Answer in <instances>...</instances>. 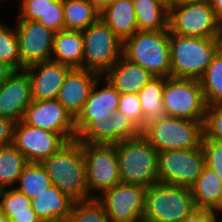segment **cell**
<instances>
[{"instance_id":"6da1fadb","label":"cell","mask_w":222,"mask_h":222,"mask_svg":"<svg viewBox=\"0 0 222 222\" xmlns=\"http://www.w3.org/2000/svg\"><path fill=\"white\" fill-rule=\"evenodd\" d=\"M53 186L73 201L90 199L87 188L83 143L68 141L56 153L41 162Z\"/></svg>"},{"instance_id":"7a4b0ae2","label":"cell","mask_w":222,"mask_h":222,"mask_svg":"<svg viewBox=\"0 0 222 222\" xmlns=\"http://www.w3.org/2000/svg\"><path fill=\"white\" fill-rule=\"evenodd\" d=\"M169 44L170 76L199 80L222 47V38H194L170 33Z\"/></svg>"},{"instance_id":"3957f363","label":"cell","mask_w":222,"mask_h":222,"mask_svg":"<svg viewBox=\"0 0 222 222\" xmlns=\"http://www.w3.org/2000/svg\"><path fill=\"white\" fill-rule=\"evenodd\" d=\"M115 147L121 182L145 188L158 183V151L142 134Z\"/></svg>"},{"instance_id":"277c9868","label":"cell","mask_w":222,"mask_h":222,"mask_svg":"<svg viewBox=\"0 0 222 222\" xmlns=\"http://www.w3.org/2000/svg\"><path fill=\"white\" fill-rule=\"evenodd\" d=\"M170 31H137L123 42V56L154 77H170Z\"/></svg>"},{"instance_id":"5b68a950","label":"cell","mask_w":222,"mask_h":222,"mask_svg":"<svg viewBox=\"0 0 222 222\" xmlns=\"http://www.w3.org/2000/svg\"><path fill=\"white\" fill-rule=\"evenodd\" d=\"M196 209L190 187L156 183L146 188L145 221L181 222Z\"/></svg>"},{"instance_id":"8992f818","label":"cell","mask_w":222,"mask_h":222,"mask_svg":"<svg viewBox=\"0 0 222 222\" xmlns=\"http://www.w3.org/2000/svg\"><path fill=\"white\" fill-rule=\"evenodd\" d=\"M141 134L158 152L191 150L202 146L204 122L166 116L148 125Z\"/></svg>"},{"instance_id":"52a82bcc","label":"cell","mask_w":222,"mask_h":222,"mask_svg":"<svg viewBox=\"0 0 222 222\" xmlns=\"http://www.w3.org/2000/svg\"><path fill=\"white\" fill-rule=\"evenodd\" d=\"M170 33L194 38H222V24L210 1H195L169 6Z\"/></svg>"},{"instance_id":"ba28073f","label":"cell","mask_w":222,"mask_h":222,"mask_svg":"<svg viewBox=\"0 0 222 222\" xmlns=\"http://www.w3.org/2000/svg\"><path fill=\"white\" fill-rule=\"evenodd\" d=\"M162 100L167 116L205 122L207 105L200 80L166 77Z\"/></svg>"},{"instance_id":"9c48e42d","label":"cell","mask_w":222,"mask_h":222,"mask_svg":"<svg viewBox=\"0 0 222 222\" xmlns=\"http://www.w3.org/2000/svg\"><path fill=\"white\" fill-rule=\"evenodd\" d=\"M83 69L103 75L123 56V42L99 19L82 31Z\"/></svg>"},{"instance_id":"30bf717a","label":"cell","mask_w":222,"mask_h":222,"mask_svg":"<svg viewBox=\"0 0 222 222\" xmlns=\"http://www.w3.org/2000/svg\"><path fill=\"white\" fill-rule=\"evenodd\" d=\"M83 154L90 199L121 182L115 144L83 143Z\"/></svg>"},{"instance_id":"8fae6325","label":"cell","mask_w":222,"mask_h":222,"mask_svg":"<svg viewBox=\"0 0 222 222\" xmlns=\"http://www.w3.org/2000/svg\"><path fill=\"white\" fill-rule=\"evenodd\" d=\"M205 166L202 147L158 152V183L191 187Z\"/></svg>"},{"instance_id":"7c38bea8","label":"cell","mask_w":222,"mask_h":222,"mask_svg":"<svg viewBox=\"0 0 222 222\" xmlns=\"http://www.w3.org/2000/svg\"><path fill=\"white\" fill-rule=\"evenodd\" d=\"M145 191L144 186L120 182L96 199L111 222H139L143 220Z\"/></svg>"},{"instance_id":"4fadbf2b","label":"cell","mask_w":222,"mask_h":222,"mask_svg":"<svg viewBox=\"0 0 222 222\" xmlns=\"http://www.w3.org/2000/svg\"><path fill=\"white\" fill-rule=\"evenodd\" d=\"M67 142L59 133L27 125L22 120L14 125L12 144L28 163H41Z\"/></svg>"},{"instance_id":"5bb4252c","label":"cell","mask_w":222,"mask_h":222,"mask_svg":"<svg viewBox=\"0 0 222 222\" xmlns=\"http://www.w3.org/2000/svg\"><path fill=\"white\" fill-rule=\"evenodd\" d=\"M15 23L22 70L51 60L55 33L37 21L21 19L19 16Z\"/></svg>"},{"instance_id":"9a60e30c","label":"cell","mask_w":222,"mask_h":222,"mask_svg":"<svg viewBox=\"0 0 222 222\" xmlns=\"http://www.w3.org/2000/svg\"><path fill=\"white\" fill-rule=\"evenodd\" d=\"M22 121L36 128L59 133L67 141L77 136L75 119L57 99L32 100Z\"/></svg>"},{"instance_id":"2e32d148","label":"cell","mask_w":222,"mask_h":222,"mask_svg":"<svg viewBox=\"0 0 222 222\" xmlns=\"http://www.w3.org/2000/svg\"><path fill=\"white\" fill-rule=\"evenodd\" d=\"M99 84L104 86L100 88ZM120 95L109 81L100 75L90 90L81 112L75 118L76 135L91 121H100V119L110 121L111 114L118 109Z\"/></svg>"},{"instance_id":"e0dca14e","label":"cell","mask_w":222,"mask_h":222,"mask_svg":"<svg viewBox=\"0 0 222 222\" xmlns=\"http://www.w3.org/2000/svg\"><path fill=\"white\" fill-rule=\"evenodd\" d=\"M31 102V84L25 70L14 71L0 84V117L16 124L23 120Z\"/></svg>"},{"instance_id":"ac0fdd59","label":"cell","mask_w":222,"mask_h":222,"mask_svg":"<svg viewBox=\"0 0 222 222\" xmlns=\"http://www.w3.org/2000/svg\"><path fill=\"white\" fill-rule=\"evenodd\" d=\"M71 66L52 60L24 68L31 84L32 100L57 99Z\"/></svg>"},{"instance_id":"d6986e66","label":"cell","mask_w":222,"mask_h":222,"mask_svg":"<svg viewBox=\"0 0 222 222\" xmlns=\"http://www.w3.org/2000/svg\"><path fill=\"white\" fill-rule=\"evenodd\" d=\"M99 76V73L92 70L72 68L65 77L57 100L74 119L81 112L90 90Z\"/></svg>"},{"instance_id":"ffe728a7","label":"cell","mask_w":222,"mask_h":222,"mask_svg":"<svg viewBox=\"0 0 222 222\" xmlns=\"http://www.w3.org/2000/svg\"><path fill=\"white\" fill-rule=\"evenodd\" d=\"M107 81L120 93H138L152 77L147 70L138 64L130 62L122 56L103 75Z\"/></svg>"},{"instance_id":"44dd1931","label":"cell","mask_w":222,"mask_h":222,"mask_svg":"<svg viewBox=\"0 0 222 222\" xmlns=\"http://www.w3.org/2000/svg\"><path fill=\"white\" fill-rule=\"evenodd\" d=\"M73 203L69 196L53 185L31 199V206L41 222H65Z\"/></svg>"},{"instance_id":"7402d4cb","label":"cell","mask_w":222,"mask_h":222,"mask_svg":"<svg viewBox=\"0 0 222 222\" xmlns=\"http://www.w3.org/2000/svg\"><path fill=\"white\" fill-rule=\"evenodd\" d=\"M100 19L122 42L139 31L132 0H113L100 13Z\"/></svg>"},{"instance_id":"603a6c76","label":"cell","mask_w":222,"mask_h":222,"mask_svg":"<svg viewBox=\"0 0 222 222\" xmlns=\"http://www.w3.org/2000/svg\"><path fill=\"white\" fill-rule=\"evenodd\" d=\"M190 191L197 209L222 213V181L215 171L205 166Z\"/></svg>"},{"instance_id":"cb8c5ba5","label":"cell","mask_w":222,"mask_h":222,"mask_svg":"<svg viewBox=\"0 0 222 222\" xmlns=\"http://www.w3.org/2000/svg\"><path fill=\"white\" fill-rule=\"evenodd\" d=\"M82 31L62 30L54 34L51 60L72 68H83Z\"/></svg>"},{"instance_id":"d4e9b609","label":"cell","mask_w":222,"mask_h":222,"mask_svg":"<svg viewBox=\"0 0 222 222\" xmlns=\"http://www.w3.org/2000/svg\"><path fill=\"white\" fill-rule=\"evenodd\" d=\"M164 83L165 77H152L138 92L143 112V130L167 116L162 100Z\"/></svg>"},{"instance_id":"484cf974","label":"cell","mask_w":222,"mask_h":222,"mask_svg":"<svg viewBox=\"0 0 222 222\" xmlns=\"http://www.w3.org/2000/svg\"><path fill=\"white\" fill-rule=\"evenodd\" d=\"M139 31L169 30V8L158 0H132Z\"/></svg>"},{"instance_id":"4316f807","label":"cell","mask_w":222,"mask_h":222,"mask_svg":"<svg viewBox=\"0 0 222 222\" xmlns=\"http://www.w3.org/2000/svg\"><path fill=\"white\" fill-rule=\"evenodd\" d=\"M0 210L9 222H41L31 206V199L15 188L0 190Z\"/></svg>"},{"instance_id":"83f0119b","label":"cell","mask_w":222,"mask_h":222,"mask_svg":"<svg viewBox=\"0 0 222 222\" xmlns=\"http://www.w3.org/2000/svg\"><path fill=\"white\" fill-rule=\"evenodd\" d=\"M64 30L83 31L100 19L99 11L87 0H63Z\"/></svg>"},{"instance_id":"f1b7e54d","label":"cell","mask_w":222,"mask_h":222,"mask_svg":"<svg viewBox=\"0 0 222 222\" xmlns=\"http://www.w3.org/2000/svg\"><path fill=\"white\" fill-rule=\"evenodd\" d=\"M27 164V159L13 144L0 147V190L14 188Z\"/></svg>"},{"instance_id":"f546056e","label":"cell","mask_w":222,"mask_h":222,"mask_svg":"<svg viewBox=\"0 0 222 222\" xmlns=\"http://www.w3.org/2000/svg\"><path fill=\"white\" fill-rule=\"evenodd\" d=\"M51 185L50 177L41 163H28L21 172L14 188L29 199H33Z\"/></svg>"},{"instance_id":"4dcf8cb0","label":"cell","mask_w":222,"mask_h":222,"mask_svg":"<svg viewBox=\"0 0 222 222\" xmlns=\"http://www.w3.org/2000/svg\"><path fill=\"white\" fill-rule=\"evenodd\" d=\"M199 80L206 105L222 103V47Z\"/></svg>"},{"instance_id":"1f68e13d","label":"cell","mask_w":222,"mask_h":222,"mask_svg":"<svg viewBox=\"0 0 222 222\" xmlns=\"http://www.w3.org/2000/svg\"><path fill=\"white\" fill-rule=\"evenodd\" d=\"M0 61L10 65L15 71L22 70L19 53V39L15 27L0 23Z\"/></svg>"},{"instance_id":"d6a6232c","label":"cell","mask_w":222,"mask_h":222,"mask_svg":"<svg viewBox=\"0 0 222 222\" xmlns=\"http://www.w3.org/2000/svg\"><path fill=\"white\" fill-rule=\"evenodd\" d=\"M65 222H111L103 205L92 198L85 201H74L71 213Z\"/></svg>"},{"instance_id":"836d02e7","label":"cell","mask_w":222,"mask_h":222,"mask_svg":"<svg viewBox=\"0 0 222 222\" xmlns=\"http://www.w3.org/2000/svg\"><path fill=\"white\" fill-rule=\"evenodd\" d=\"M141 130L122 112L116 110L109 121V144L137 137Z\"/></svg>"},{"instance_id":"e575fe53","label":"cell","mask_w":222,"mask_h":222,"mask_svg":"<svg viewBox=\"0 0 222 222\" xmlns=\"http://www.w3.org/2000/svg\"><path fill=\"white\" fill-rule=\"evenodd\" d=\"M80 143L109 144V121H91L77 136Z\"/></svg>"},{"instance_id":"d590c367","label":"cell","mask_w":222,"mask_h":222,"mask_svg":"<svg viewBox=\"0 0 222 222\" xmlns=\"http://www.w3.org/2000/svg\"><path fill=\"white\" fill-rule=\"evenodd\" d=\"M117 110L125 114L141 132L143 131V112L138 93L121 94Z\"/></svg>"},{"instance_id":"8d00e7d4","label":"cell","mask_w":222,"mask_h":222,"mask_svg":"<svg viewBox=\"0 0 222 222\" xmlns=\"http://www.w3.org/2000/svg\"><path fill=\"white\" fill-rule=\"evenodd\" d=\"M204 133L208 138L222 143V103L206 107Z\"/></svg>"},{"instance_id":"74e56055","label":"cell","mask_w":222,"mask_h":222,"mask_svg":"<svg viewBox=\"0 0 222 222\" xmlns=\"http://www.w3.org/2000/svg\"><path fill=\"white\" fill-rule=\"evenodd\" d=\"M205 165L215 171L222 181V143L208 138L205 134L202 141Z\"/></svg>"},{"instance_id":"f35d334b","label":"cell","mask_w":222,"mask_h":222,"mask_svg":"<svg viewBox=\"0 0 222 222\" xmlns=\"http://www.w3.org/2000/svg\"><path fill=\"white\" fill-rule=\"evenodd\" d=\"M37 22L54 33L64 30L63 0L48 1L47 10Z\"/></svg>"},{"instance_id":"ab89813d","label":"cell","mask_w":222,"mask_h":222,"mask_svg":"<svg viewBox=\"0 0 222 222\" xmlns=\"http://www.w3.org/2000/svg\"><path fill=\"white\" fill-rule=\"evenodd\" d=\"M48 1L55 0H17L18 16L21 19L37 21L47 10Z\"/></svg>"},{"instance_id":"60d3db41","label":"cell","mask_w":222,"mask_h":222,"mask_svg":"<svg viewBox=\"0 0 222 222\" xmlns=\"http://www.w3.org/2000/svg\"><path fill=\"white\" fill-rule=\"evenodd\" d=\"M219 215L221 214L211 210L196 209L181 222H215Z\"/></svg>"},{"instance_id":"b9f144b4","label":"cell","mask_w":222,"mask_h":222,"mask_svg":"<svg viewBox=\"0 0 222 222\" xmlns=\"http://www.w3.org/2000/svg\"><path fill=\"white\" fill-rule=\"evenodd\" d=\"M15 123L0 117V147L12 144Z\"/></svg>"},{"instance_id":"7bdbcfd3","label":"cell","mask_w":222,"mask_h":222,"mask_svg":"<svg viewBox=\"0 0 222 222\" xmlns=\"http://www.w3.org/2000/svg\"><path fill=\"white\" fill-rule=\"evenodd\" d=\"M15 70L7 63L0 61V84L4 82Z\"/></svg>"},{"instance_id":"ee69618b","label":"cell","mask_w":222,"mask_h":222,"mask_svg":"<svg viewBox=\"0 0 222 222\" xmlns=\"http://www.w3.org/2000/svg\"><path fill=\"white\" fill-rule=\"evenodd\" d=\"M210 3L215 12L216 18L222 24V0H210Z\"/></svg>"},{"instance_id":"f6af8a7d","label":"cell","mask_w":222,"mask_h":222,"mask_svg":"<svg viewBox=\"0 0 222 222\" xmlns=\"http://www.w3.org/2000/svg\"><path fill=\"white\" fill-rule=\"evenodd\" d=\"M101 13L113 0H87Z\"/></svg>"},{"instance_id":"bcb514c9","label":"cell","mask_w":222,"mask_h":222,"mask_svg":"<svg viewBox=\"0 0 222 222\" xmlns=\"http://www.w3.org/2000/svg\"><path fill=\"white\" fill-rule=\"evenodd\" d=\"M195 1H210V0H170V5L182 4L186 2H195Z\"/></svg>"},{"instance_id":"7dc6e473","label":"cell","mask_w":222,"mask_h":222,"mask_svg":"<svg viewBox=\"0 0 222 222\" xmlns=\"http://www.w3.org/2000/svg\"><path fill=\"white\" fill-rule=\"evenodd\" d=\"M0 222H9V219L1 210H0Z\"/></svg>"},{"instance_id":"c3c4849f","label":"cell","mask_w":222,"mask_h":222,"mask_svg":"<svg viewBox=\"0 0 222 222\" xmlns=\"http://www.w3.org/2000/svg\"><path fill=\"white\" fill-rule=\"evenodd\" d=\"M158 1H161L164 5H166L169 8L170 0H158Z\"/></svg>"},{"instance_id":"681fc988","label":"cell","mask_w":222,"mask_h":222,"mask_svg":"<svg viewBox=\"0 0 222 222\" xmlns=\"http://www.w3.org/2000/svg\"><path fill=\"white\" fill-rule=\"evenodd\" d=\"M215 222H222V219L217 218Z\"/></svg>"}]
</instances>
